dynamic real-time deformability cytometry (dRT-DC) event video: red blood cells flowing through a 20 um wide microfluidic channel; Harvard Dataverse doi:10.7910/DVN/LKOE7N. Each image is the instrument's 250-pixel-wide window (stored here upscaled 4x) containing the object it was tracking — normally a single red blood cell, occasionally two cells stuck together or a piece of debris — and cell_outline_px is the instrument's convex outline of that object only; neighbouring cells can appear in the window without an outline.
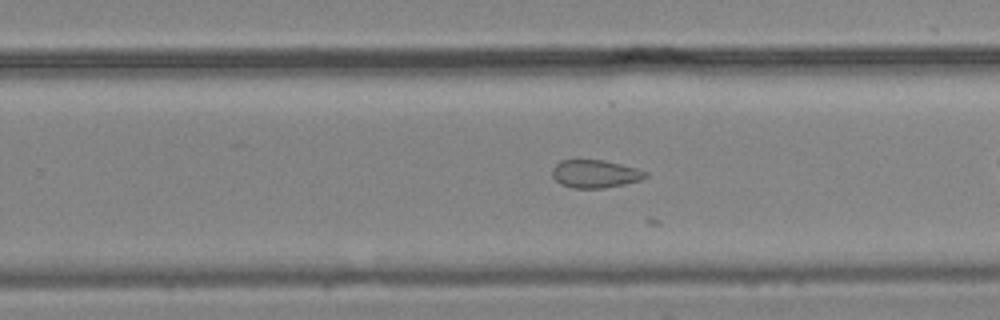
{"species": "common noctule bat (a hibernating species)", "species_latin": "Nyctalus noctula", "temperature_condition": "cold", "stored_images_in_passage": 29, "camera_frame_rate_fps": 3000, "um_per_image_px": 0.085, "animal": {"sex": "male", "body_mass_g": 19.2, "forearm_length_mm": 51.8}, "frame": {"image": 1, "passage_image": 20, "time_ms": 6.333, "image_size_px": [1000, 320], "cell_outline_px": [[648, 176], [640, 180], [624, 184], [604, 188], [572, 188], [560, 184], [552, 176], [552, 168], [560, 160], [576, 156], [604, 160], [636, 168], [648, 172]], "centroid_in_image_um": [50.52, 14.73], "position_along_channel_um": 279.3, "area_um2": 15.84}}
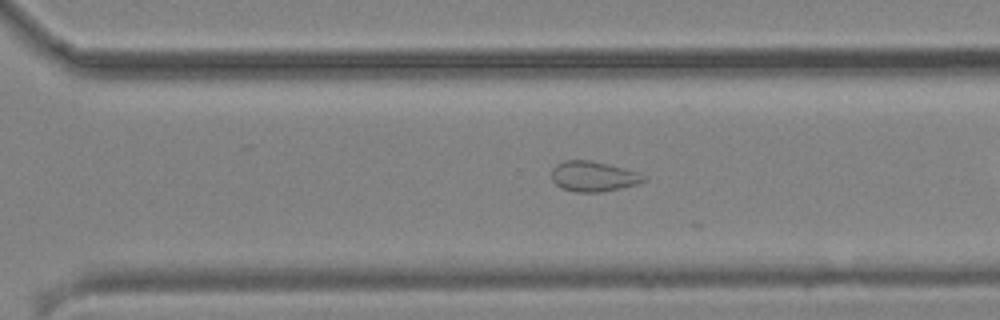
{"frame": {"image": 2, "passage_image": 23, "time_ms": 7.333, "image_size_px": [1000, 320], "cell_outline_px": [[648, 180], [640, 184], [600, 192], [576, 192], [560, 188], [552, 180], [552, 168], [556, 164], [564, 160], [588, 160], [608, 164], [640, 172]], "centroid_in_image_um": [50.45, 14.99], "position_along_channel_um": 320.1, "area_um2": 16.42}}
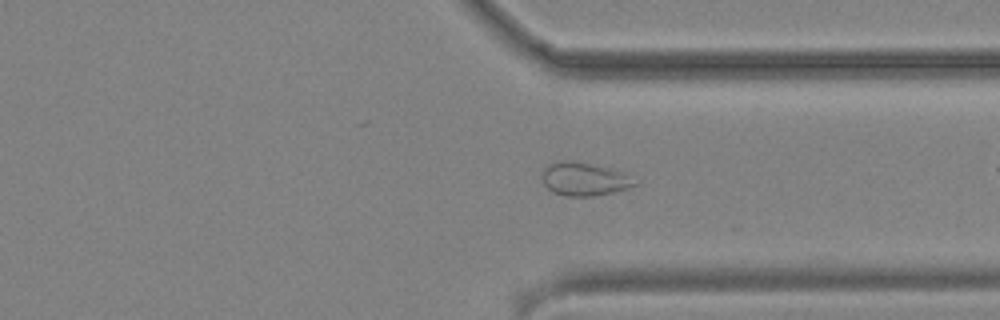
{"frame": {"image": 3, "passage_image": 26, "time_ms": 8.333, "image_size_px": [1000, 320], "cell_outline_px": [[640, 184], [628, 188], [612, 192], [592, 196], [564, 196], [552, 192], [544, 184], [544, 168], [548, 164], [564, 160], [572, 160], [612, 168], [640, 180]], "centroid_in_image_um": [49.73, 15.22], "position_along_channel_um": 361.7, "area_um2": 18.09}}